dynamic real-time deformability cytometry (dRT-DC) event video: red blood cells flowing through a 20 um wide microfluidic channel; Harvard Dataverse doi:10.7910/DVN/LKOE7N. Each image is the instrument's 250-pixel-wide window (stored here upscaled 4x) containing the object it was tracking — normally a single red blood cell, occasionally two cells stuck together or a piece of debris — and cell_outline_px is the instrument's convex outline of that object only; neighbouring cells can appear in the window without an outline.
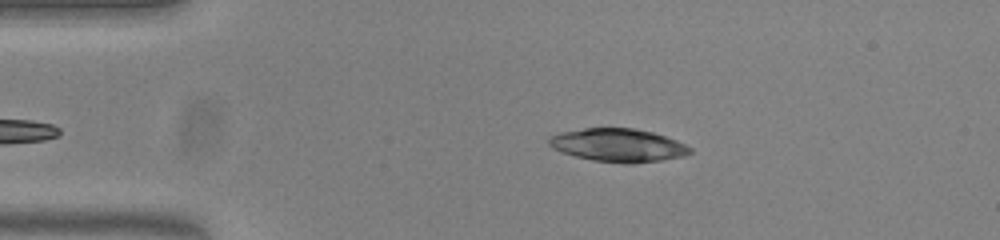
{"species": "common noctule bat (a hibernating species)", "species_latin": "Nyctalus noctula", "temperature_condition": "warm", "stored_images_in_passage": 42, "camera_frame_rate_fps": 3000, "um_per_image_px": 0.085, "animal": {"sex": "female", "body_mass_g": 23.0, "forearm_length_mm": 53.4}, "frame": {"image": 1, "passage_image": 7, "time_ms": 2.0, "image_size_px": [1000, 240], "cell_outline_px": [[692, 152], [684, 156], [660, 160], [632, 164], [624, 164], [592, 160], [576, 156], [552, 148], [548, 144], [548, 136], [560, 132], [584, 128], [632, 128], [652, 132], [676, 140], [692, 148]], "centroid_in_image_um": [52.53, 12.34], "position_along_channel_um": 32.5, "area_um2": 27.28}}
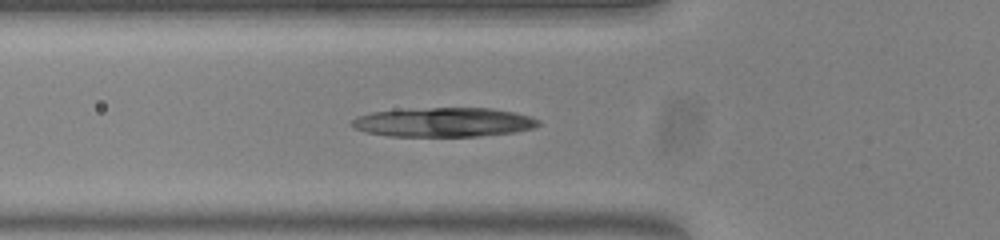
{"frame": {"image": 2, "passage_image": 15, "time_ms": 4.667, "image_size_px": [1000, 240], "cell_outline_px": [[540, 124], [532, 128], [512, 132], [480, 136], [388, 136], [364, 132], [356, 128], [352, 124], [352, 120], [356, 116], [372, 112], [432, 108], [492, 108], [512, 112], [528, 116], [540, 120]], "centroid_in_image_um": [37.7, 10.39], "position_along_channel_um": 88.1, "area_um2": 31.44}}
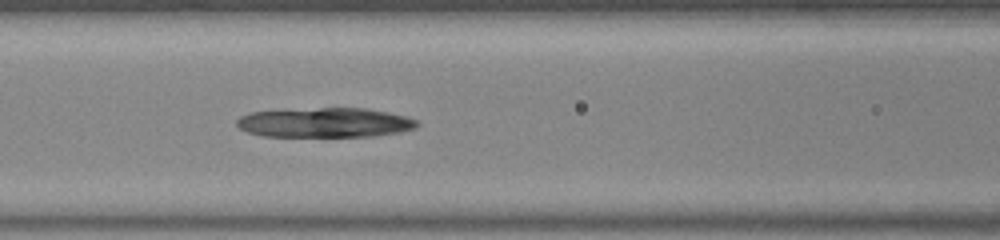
{"frame": {"image": 3, "passage_image": 19, "time_ms": 6.0, "image_size_px": [1000, 240], "cell_outline_px": [[420, 124], [416, 128], [400, 132], [372, 136], [264, 136], [248, 132], [240, 128], [236, 124], [236, 120], [240, 116], [252, 112], [284, 108], [368, 108], [408, 116], [416, 120]], "centroid_in_image_um": [27.62, 10.4], "position_along_channel_um": 139.0, "area_um2": 31.56}}